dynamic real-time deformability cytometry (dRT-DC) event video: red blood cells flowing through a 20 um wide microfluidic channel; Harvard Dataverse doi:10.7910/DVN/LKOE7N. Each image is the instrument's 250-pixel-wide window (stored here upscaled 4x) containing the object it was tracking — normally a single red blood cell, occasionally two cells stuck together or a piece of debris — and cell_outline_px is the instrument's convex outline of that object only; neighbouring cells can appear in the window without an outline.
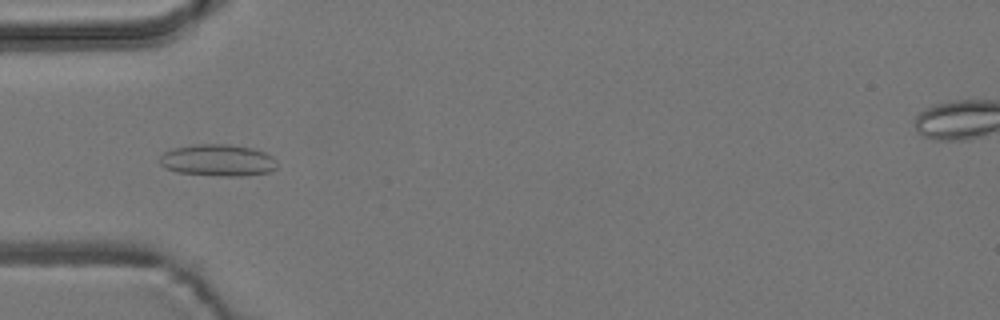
{"species": "common noctule bat (a hibernating species)", "species_latin": "Nyctalus noctula", "temperature_condition": "room temperature", "stored_images_in_passage": 55, "camera_frame_rate_fps": 3000, "um_per_image_px": 0.085, "animal": {"sex": "male", "body_mass_g": 19.2, "forearm_length_mm": 51.8}, "frame": {"image": 1, "passage_image": 18, "time_ms": 5.667, "image_size_px": [1000, 320], "cell_outline_px": [[276, 168], [268, 172], [244, 176], [220, 176], [176, 172], [164, 168], [160, 164], [160, 156], [164, 152], [172, 148], [192, 144], [224, 144], [252, 148], [264, 152], [272, 156], [276, 160]], "centroid_in_image_um": [18.48, 13.62], "position_along_channel_um": 66.5, "area_um2": 21.85}}
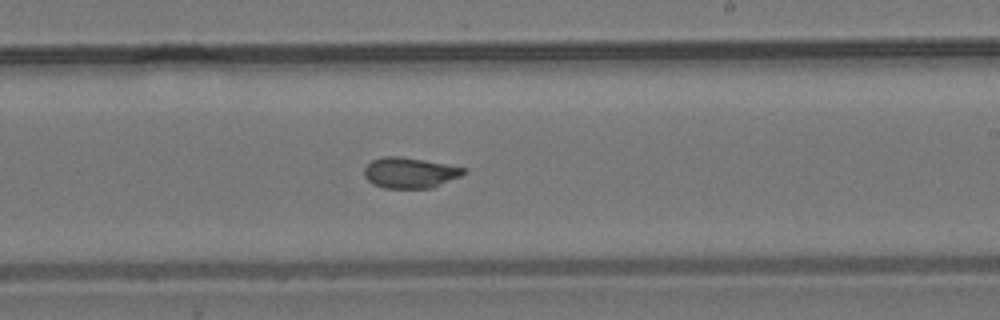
{"frame": {"image": 2, "passage_image": 33, "time_ms": 10.667, "image_size_px": [1000, 320], "cell_outline_px": [[464, 172], [460, 176], [432, 188], [384, 188], [372, 184], [364, 176], [364, 168], [372, 160], [384, 156], [400, 156], [424, 160], [464, 168]], "centroid_in_image_um": [34.78, 14.69], "position_along_channel_um": 254.2, "area_um2": 17.57}}
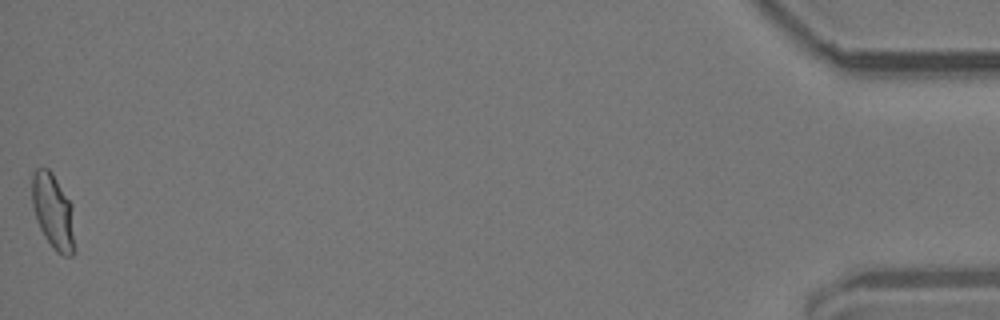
{"frame": {"image": 3, "passage_image": 55, "time_ms": 18.0, "image_size_px": [1000, 320], "cell_outline_px": [[76, 252], [72, 256], [64, 256], [56, 252], [52, 248], [44, 236], [36, 220], [32, 204], [32, 172], [36, 168], [48, 168], [52, 172], [72, 204], [76, 248]], "centroid_in_image_um": [4.54, 18.02], "position_along_channel_um": 430.7, "area_um2": 19.25}}